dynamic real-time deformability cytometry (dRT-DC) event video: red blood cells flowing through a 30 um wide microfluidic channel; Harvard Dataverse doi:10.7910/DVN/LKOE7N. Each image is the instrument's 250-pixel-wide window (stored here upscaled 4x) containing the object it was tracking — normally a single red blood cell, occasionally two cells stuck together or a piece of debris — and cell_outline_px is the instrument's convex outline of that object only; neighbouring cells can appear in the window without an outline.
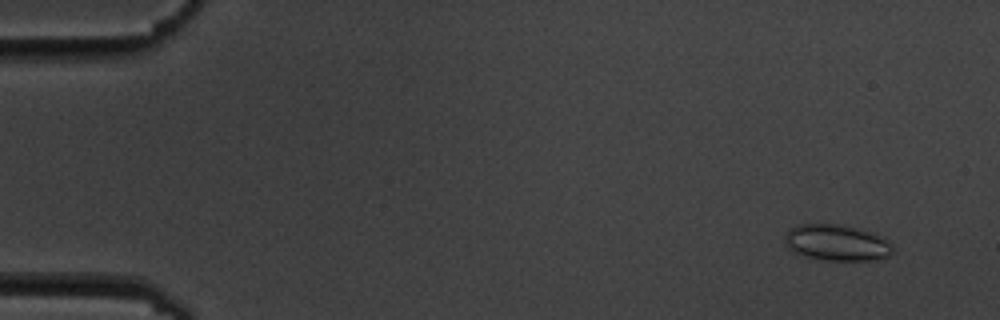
{"species": "common noctule bat (a hibernating species)", "species_latin": "Nyctalus noctula", "temperature_condition": "cold", "stored_images_in_passage": 5, "camera_frame_rate_fps": 3000, "um_per_image_px": 0.085, "animal": {"sex": "male", "body_mass_g": 19.5, "forearm_length_mm": 54.6}, "frame": {"image": 1, "passage_image": 2, "time_ms": 1.0, "image_size_px": [1000, 320], "cell_outline_px": [[892, 252], [888, 256], [872, 260], [824, 260], [808, 256], [796, 252], [784, 244], [784, 236], [796, 224], [836, 224], [884, 236], [892, 244]], "centroid_in_image_um": [71.13, 20.63], "position_along_channel_um": 13.9, "area_um2": 22.37}}
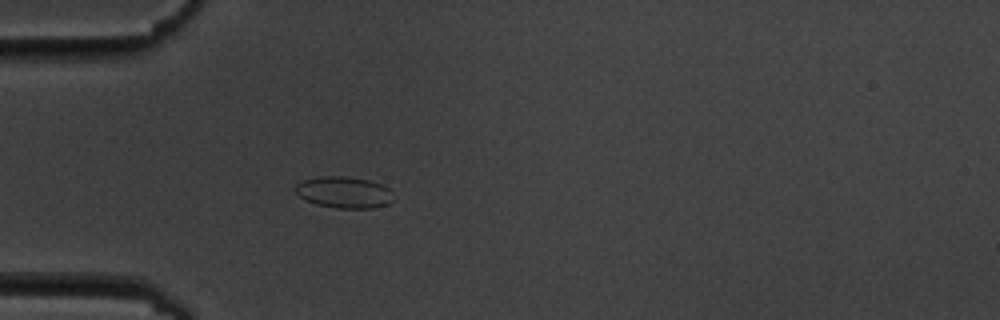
{"frame": {"image": 2, "passage_image": 5, "time_ms": 5.333, "image_size_px": [1000, 320], "cell_outline_px": [[392, 200], [388, 204], [372, 208], [336, 208], [316, 204], [300, 196], [296, 192], [296, 184], [304, 180], [320, 176], [344, 176], [368, 180], [380, 184], [388, 188], [392, 192]], "centroid_in_image_um": [29.25, 16.35], "position_along_channel_um": 55.7, "area_um2": 17.74}}